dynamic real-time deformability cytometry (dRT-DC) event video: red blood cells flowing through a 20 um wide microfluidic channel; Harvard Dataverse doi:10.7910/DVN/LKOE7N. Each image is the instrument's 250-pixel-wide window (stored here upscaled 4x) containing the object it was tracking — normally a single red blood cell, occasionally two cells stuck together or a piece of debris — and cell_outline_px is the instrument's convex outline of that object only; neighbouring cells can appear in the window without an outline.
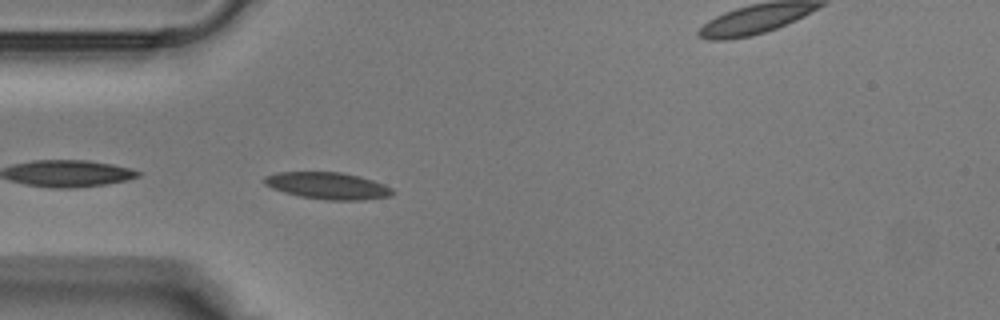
{"species": "Egyptian fruit bat (a non-hibernating species)", "species_latin": "Rousettus aegyptiacus", "temperature_condition": "warm", "stored_images_in_passage": 40, "camera_frame_rate_fps": 3000, "um_per_image_px": 0.085, "animal": {"sex": "male"}, "frame": {"image": 1, "passage_image": 11, "time_ms": 3.333, "image_size_px": [1000, 320], "cell_outline_px": [[396, 192], [392, 196], [364, 200], [324, 200], [300, 196], [284, 192], [272, 188], [264, 184], [264, 176], [276, 172], [340, 172], [360, 176], [384, 184], [392, 188]], "centroid_in_image_um": [27.88, 15.79], "position_along_channel_um": 57.1, "area_um2": 20.23}}
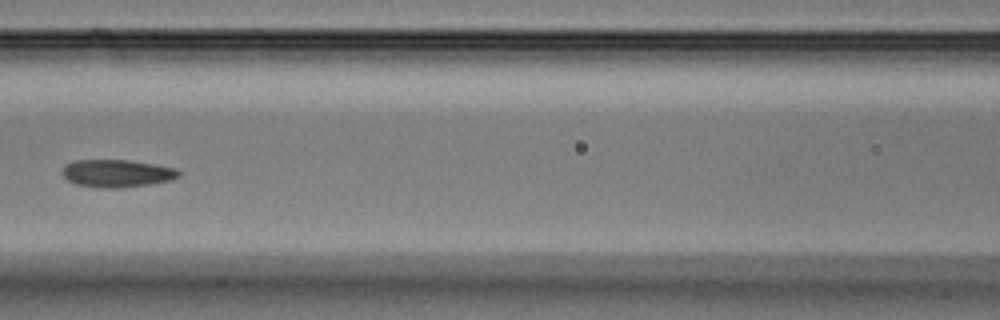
{"frame": {"image": 2, "passage_image": 17, "time_ms": 5.333, "image_size_px": [1000, 320], "cell_outline_px": [[180, 176], [172, 180], [148, 184], [120, 188], [100, 188], [76, 184], [68, 180], [64, 176], [64, 164], [72, 160], [128, 160], [176, 168], [180, 172]], "centroid_in_image_um": [9.94, 14.73], "position_along_channel_um": 156.7, "area_um2": 18.67}}
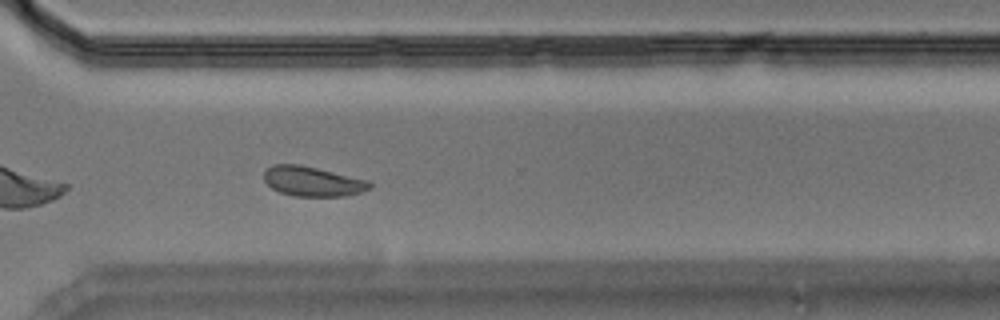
{"frame": {"image": 3, "passage_image": 28, "time_ms": 9.0, "image_size_px": [1000, 320], "cell_outline_px": [[372, 184], [368, 188], [360, 192], [344, 196], [292, 196], [280, 192], [272, 188], [264, 180], [264, 172], [272, 164], [300, 164], [368, 180]], "centroid_in_image_um": [26.53, 15.41], "position_along_channel_um": 344.1, "area_um2": 18.21}}